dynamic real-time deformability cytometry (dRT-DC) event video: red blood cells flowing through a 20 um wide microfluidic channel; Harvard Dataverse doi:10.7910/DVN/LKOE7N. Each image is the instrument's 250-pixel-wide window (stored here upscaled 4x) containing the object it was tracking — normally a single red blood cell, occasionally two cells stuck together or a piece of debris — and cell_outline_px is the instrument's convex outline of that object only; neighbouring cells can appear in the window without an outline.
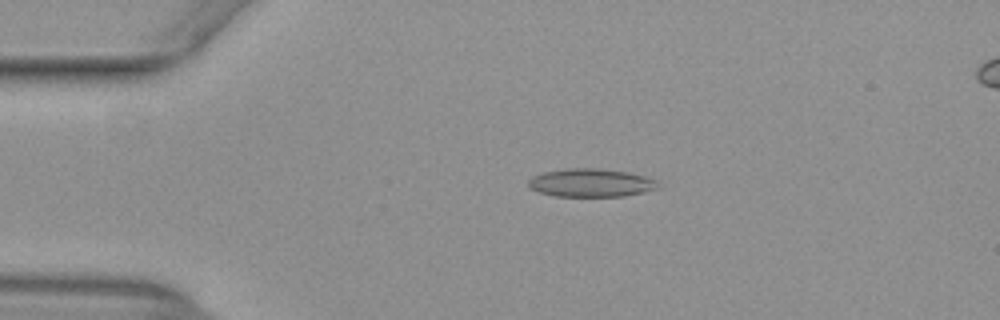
{"species": "common noctule bat (a hibernating species)", "species_latin": "Nyctalus noctula", "temperature_condition": "warm", "stored_images_in_passage": 53, "camera_frame_rate_fps": 3000, "um_per_image_px": 0.085, "animal": {"sex": "female", "body_mass_g": 29.2, "forearm_length_mm": 56.3}, "frame": {"image": 1, "passage_image": 12, "time_ms": 3.667, "image_size_px": [1000, 320], "cell_outline_px": [[664, 188], [624, 196], [552, 196], [540, 192], [532, 188], [528, 184], [528, 180], [532, 176], [544, 172], [564, 168], [596, 168], [628, 172], [644, 176], [656, 180]], "centroid_in_image_um": [50.28, 15.54], "position_along_channel_um": 34.7, "area_um2": 21.5}}
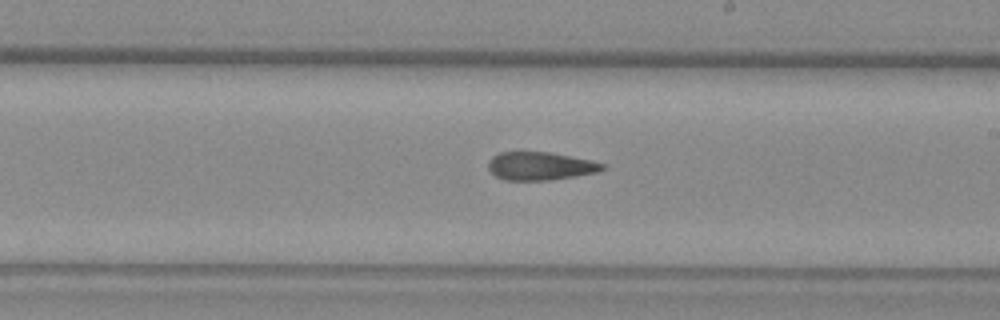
{"frame": {"image": 2, "passage_image": 31, "time_ms": 10.0, "image_size_px": [1000, 320], "cell_outline_px": [[608, 168], [600, 172], [548, 180], [504, 180], [496, 176], [488, 168], [488, 164], [492, 156], [500, 152], [548, 152], [592, 160], [608, 164]], "centroid_in_image_um": [45.99, 14.11], "position_along_channel_um": 243.0, "area_um2": 18.84}}
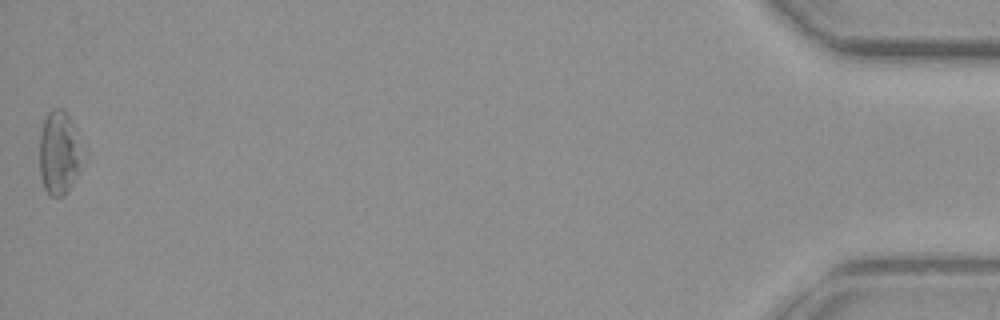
{"frame": {"image": 3, "passage_image": 53, "time_ms": 17.333, "image_size_px": [1000, 320], "cell_outline_px": [[80, 172], [64, 196], [52, 196], [44, 188], [40, 176], [40, 132], [44, 120], [48, 112], [52, 108], [64, 108], [72, 124]], "centroid_in_image_um": [4.93, 13.02], "position_along_channel_um": 430.3, "area_um2": 19.83}, "authors_computed_cell_mechanics": {"area_um2": 20.23, "velocity_mm_per_s": 3.9486, "shape_relaxation_time_tau1_ms": null, "shape_relaxation_time_tau2_ms": 4.6872, "deformation_change_tau1": null, "deformation_change_tau2": 0.1578}}